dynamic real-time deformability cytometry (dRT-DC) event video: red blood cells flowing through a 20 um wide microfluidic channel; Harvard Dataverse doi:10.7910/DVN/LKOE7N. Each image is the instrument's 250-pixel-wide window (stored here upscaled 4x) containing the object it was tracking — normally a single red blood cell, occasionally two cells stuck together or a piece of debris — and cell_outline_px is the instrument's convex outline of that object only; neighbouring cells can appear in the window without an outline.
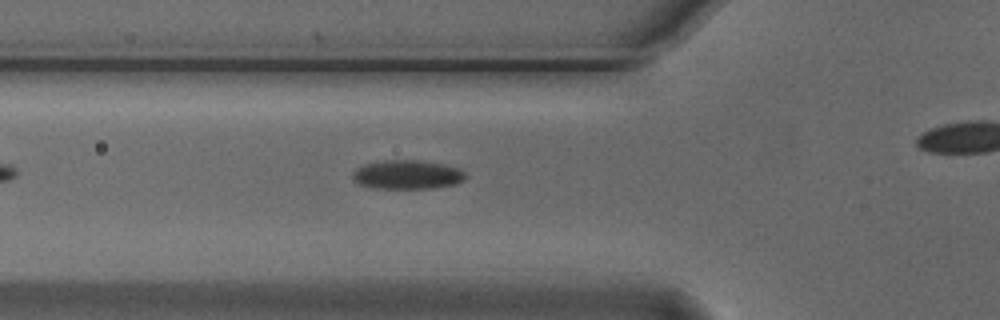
{"species": "Egyptian fruit bat (a non-hibernating species)", "species_latin": "Rousettus aegyptiacus", "temperature_condition": "cold", "stored_images_in_passage": 33, "camera_frame_rate_fps": 3000, "um_per_image_px": 0.085, "animal": {"sex": "male"}, "frame": {"image": 1, "passage_image": 8, "time_ms": 2.333, "image_size_px": [1000, 320], "cell_outline_px": [[468, 176], [464, 180], [456, 184], [432, 188], [372, 188], [356, 184], [352, 180], [352, 172], [356, 168], [364, 164], [384, 160], [420, 160], [444, 164], [456, 168], [464, 172]], "centroid_in_image_um": [34.57, 14.84], "position_along_channel_um": 91.2, "area_um2": 19.31}}
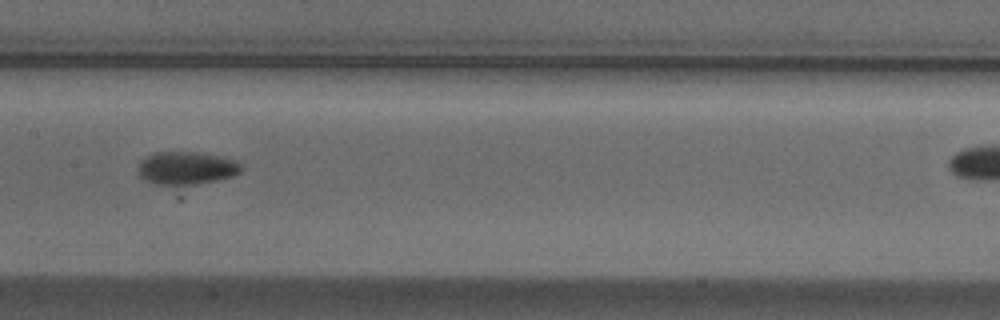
{"frame": {"image": 2, "passage_image": 16, "time_ms": 5.0, "image_size_px": [1000, 320], "cell_outline_px": [[244, 168], [240, 172], [232, 176], [216, 180], [196, 184], [156, 184], [144, 180], [140, 176], [136, 168], [140, 160], [156, 152], [196, 152], [236, 160]], "centroid_in_image_um": [15.81, 14.28], "position_along_channel_um": 191.6, "area_um2": 19.65}}
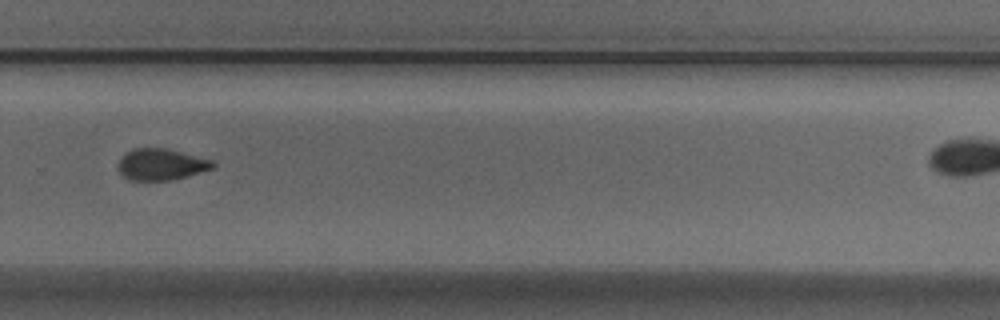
{"frame": {"image": 3, "passage_image": 26, "time_ms": 8.333, "image_size_px": [1000, 320], "cell_outline_px": [[216, 168], [172, 180], [128, 180], [120, 172], [116, 164], [120, 156], [124, 152], [132, 148], [168, 148], [212, 160], [216, 164]], "centroid_in_image_um": [13.67, 13.96], "position_along_channel_um": 316.1, "area_um2": 17.69}}